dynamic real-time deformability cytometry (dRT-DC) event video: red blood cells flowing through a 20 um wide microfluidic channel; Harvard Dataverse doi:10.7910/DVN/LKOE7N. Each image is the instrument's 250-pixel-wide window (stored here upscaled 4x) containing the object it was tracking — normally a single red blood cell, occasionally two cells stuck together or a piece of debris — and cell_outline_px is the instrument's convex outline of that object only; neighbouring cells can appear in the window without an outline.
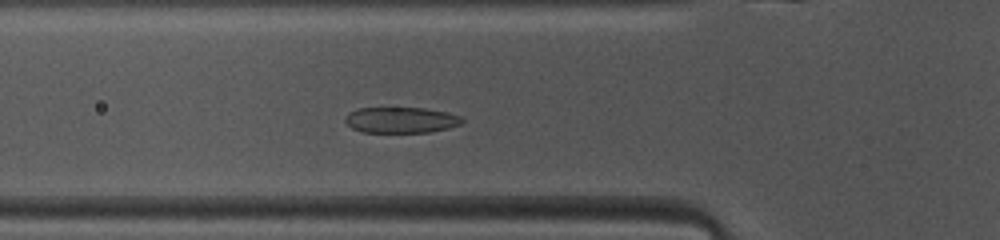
{"species": "common noctule bat (a hibernating species)", "species_latin": "Nyctalus noctula", "temperature_condition": "warm", "stored_images_in_passage": 40, "segment_of_instrument_passage": [1, 2], "camera_frame_rate_fps": 3000, "um_per_image_px": 0.085, "animal": {"sex": "female", "body_mass_g": 10.0, "forearm_length_mm": 53.1}, "frame": {"image": 1, "passage_image": 6, "time_ms": 1.667, "image_size_px": [1000, 240], "cell_outline_px": [[464, 120], [460, 124], [448, 128], [432, 132], [360, 132], [352, 128], [344, 120], [348, 112], [356, 108], [424, 108], [448, 112], [460, 116]], "centroid_in_image_um": [34.07, 10.2], "position_along_channel_um": 91.7, "area_um2": 17.69}}
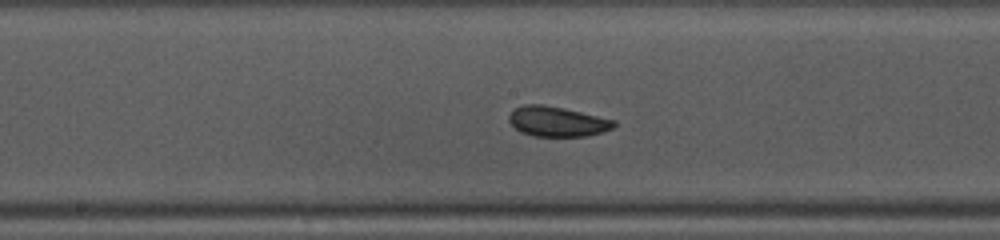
{"frame": {"image": 2, "passage_image": 14, "time_ms": 4.333, "image_size_px": [1000, 240], "cell_outline_px": [[616, 124], [612, 128], [588, 136], [532, 136], [520, 132], [508, 120], [508, 116], [516, 108], [524, 104], [544, 104], [564, 108], [616, 120]], "centroid_in_image_um": [47.35, 10.32], "position_along_channel_um": 200.8, "area_um2": 18.32}}
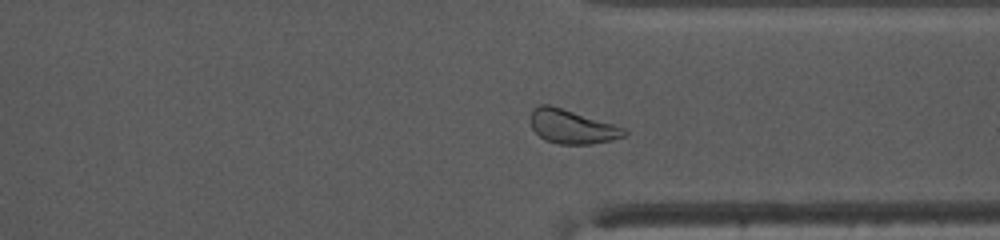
{"frame": {"image": 3, "passage_image": 26, "time_ms": 8.333, "image_size_px": [1000, 240], "cell_outline_px": [[628, 136], [612, 140], [592, 144], [560, 144], [544, 140], [532, 128], [532, 108], [540, 104], [548, 104], [612, 124], [624, 128], [628, 132]], "centroid_in_image_um": [48.64, 10.78], "position_along_channel_um": 362.8, "area_um2": 18.26}}